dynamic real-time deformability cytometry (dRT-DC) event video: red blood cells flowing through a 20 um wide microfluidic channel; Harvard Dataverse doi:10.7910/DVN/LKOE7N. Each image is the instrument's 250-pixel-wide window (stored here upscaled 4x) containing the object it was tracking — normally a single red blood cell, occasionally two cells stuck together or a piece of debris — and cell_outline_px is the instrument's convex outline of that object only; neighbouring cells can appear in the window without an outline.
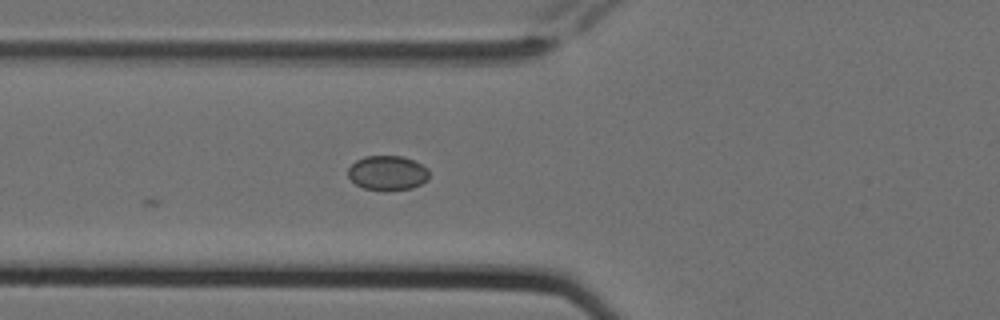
{"species": "Egyptian fruit bat (a non-hibernating species)", "species_latin": "Rousettus aegyptiacus", "temperature_condition": "cold", "stored_images_in_passage": 6, "camera_frame_rate_fps": 3000, "um_per_image_px": 0.085, "animal": {"sex": "female"}, "frame": {"image": 1, "passage_image": 6, "time_ms": 1.667, "image_size_px": [1000, 320], "cell_outline_px": [[428, 180], [412, 188], [364, 188], [356, 184], [348, 176], [348, 168], [356, 160], [364, 156], [404, 156], [428, 168]], "centroid_in_image_um": [32.93, 14.65], "position_along_channel_um": 92.9, "area_um2": 15.84}}